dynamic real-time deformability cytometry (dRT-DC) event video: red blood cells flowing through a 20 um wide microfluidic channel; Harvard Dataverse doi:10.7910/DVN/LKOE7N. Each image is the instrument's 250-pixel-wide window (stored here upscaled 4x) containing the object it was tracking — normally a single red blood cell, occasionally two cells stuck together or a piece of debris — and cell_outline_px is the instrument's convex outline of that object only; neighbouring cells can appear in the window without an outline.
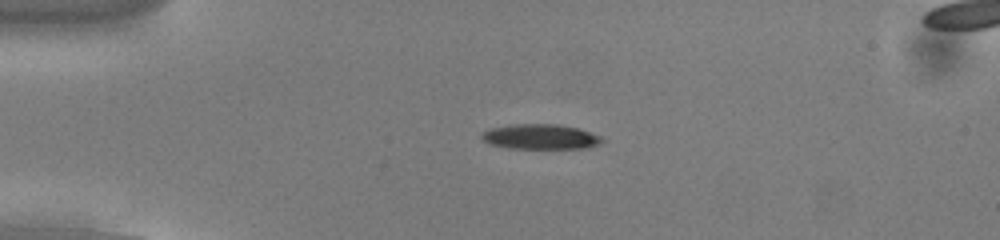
{"species": "common noctule bat (a hibernating species)", "species_latin": "Nyctalus noctula", "temperature_condition": "cold", "stored_images_in_passage": 54, "camera_frame_rate_fps": 3000, "um_per_image_px": 0.085, "animal": {"sex": "male", "body_mass_g": 13.0, "forearm_length_mm": 53.1}, "frame": {"image": 1, "passage_image": 13, "time_ms": 4.0, "image_size_px": [1000, 240], "cell_outline_px": [[604, 140], [600, 144], [588, 148], [508, 148], [492, 144], [484, 140], [480, 136], [488, 128], [512, 124], [556, 124], [576, 128], [600, 136]], "centroid_in_image_um": [45.93, 11.62], "position_along_channel_um": 39.1, "area_um2": 17.4}}
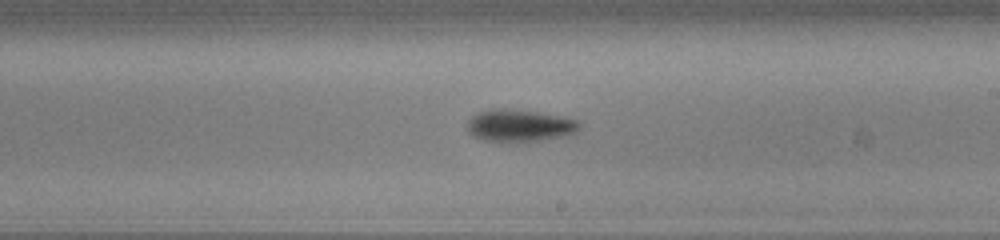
{"frame": {"image": 2, "passage_image": 32, "time_ms": 10.333, "image_size_px": [1000, 240], "cell_outline_px": [[580, 128], [576, 132], [564, 136], [540, 140], [484, 140], [472, 136], [468, 132], [468, 120], [472, 116], [480, 112], [492, 108], [500, 108], [536, 112], [580, 120]], "centroid_in_image_um": [44.17, 10.65], "position_along_channel_um": 244.8, "area_um2": 20.52}}
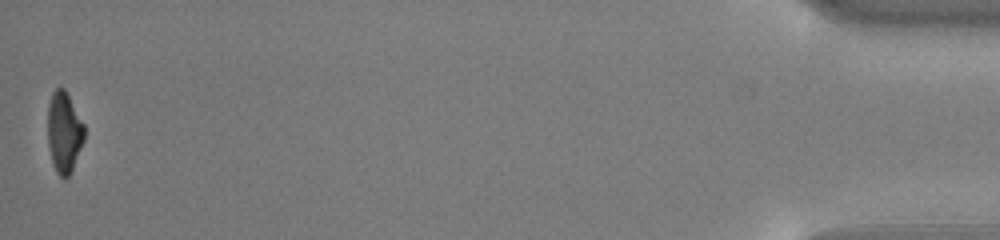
{"frame": {"image": 3, "passage_image": 54, "time_ms": 17.667, "image_size_px": [1000, 240], "cell_outline_px": [[84, 140], [72, 172], [64, 180], [56, 172], [52, 164], [48, 144], [48, 104], [52, 92], [56, 88], [64, 88], [84, 124]], "centroid_in_image_um": [5.44, 11.28], "position_along_channel_um": 429.8, "area_um2": 17.34}, "authors_computed_cell_mechanics": {"area_um2": 18.9006, "velocity_mm_per_s": 3.816, "shape_relaxation_time_tau1_ms": 2.5623, "shape_relaxation_time_tau2_ms": null, "deformation_change_tau1": 0.1542, "deformation_change_tau2": null}}